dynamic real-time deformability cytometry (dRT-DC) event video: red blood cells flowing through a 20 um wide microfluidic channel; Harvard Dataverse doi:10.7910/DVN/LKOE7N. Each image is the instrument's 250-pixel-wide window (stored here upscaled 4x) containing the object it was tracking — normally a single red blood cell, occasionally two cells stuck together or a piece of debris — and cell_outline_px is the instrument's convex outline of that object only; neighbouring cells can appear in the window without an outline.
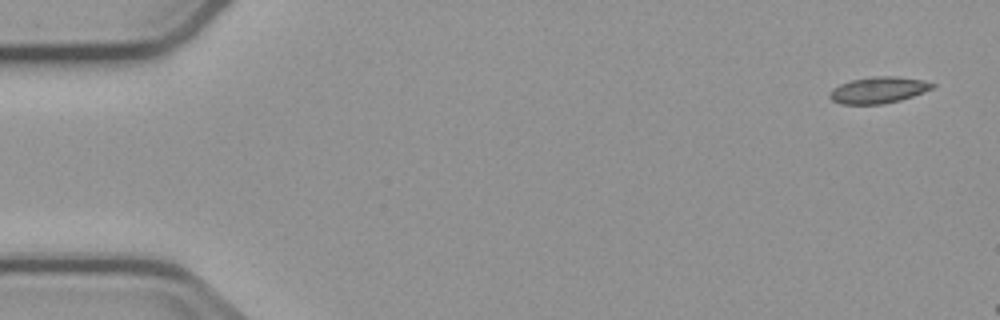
{"species": "common noctule bat (a hibernating species)", "species_latin": "Nyctalus noctula", "temperature_condition": "cold", "stored_images_in_passage": 3, "camera_frame_rate_fps": 3000, "um_per_image_px": 0.085, "animal": {"sex": "male", "body_mass_g": 23.1, "forearm_length_mm": 52.7}, "frame": {"image": 1, "passage_image": 1, "time_ms": 0.0, "image_size_px": [1000, 320], "cell_outline_px": [[936, 84], [932, 88], [924, 92], [900, 100], [880, 104], [840, 104], [832, 100], [828, 96], [828, 92], [832, 88], [840, 84], [852, 80], [872, 76], [892, 76], [924, 80]], "centroid_in_image_um": [74.63, 7.65], "position_along_channel_um": 10.4, "area_um2": 15.78}}